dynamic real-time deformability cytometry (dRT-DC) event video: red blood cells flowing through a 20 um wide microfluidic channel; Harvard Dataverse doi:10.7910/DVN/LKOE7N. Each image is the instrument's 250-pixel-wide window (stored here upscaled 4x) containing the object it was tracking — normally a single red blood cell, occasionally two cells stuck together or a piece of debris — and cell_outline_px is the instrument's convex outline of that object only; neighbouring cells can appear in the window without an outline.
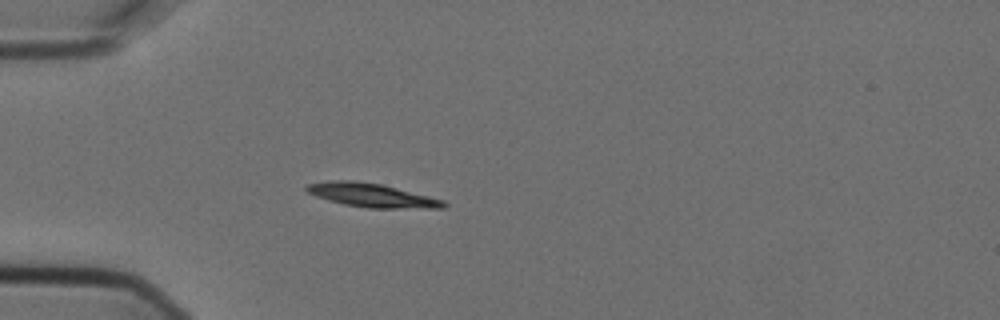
{"species": "Egyptian fruit bat (a non-hibernating species)", "species_latin": "Rousettus aegyptiacus", "temperature_condition": "cold", "stored_images_in_passage": 1, "camera_frame_rate_fps": 3000, "um_per_image_px": 0.085, "animal": {"sex": "female"}, "frame": {"image": 1, "passage_image": 1, "time_ms": 0.0, "image_size_px": [1000, 320], "cell_outline_px": [[448, 204], [444, 208], [368, 208], [344, 204], [328, 200], [316, 196], [308, 192], [304, 188], [308, 184], [328, 180], [352, 180], [380, 184], [444, 200]], "centroid_in_image_um": [31.58, 16.6], "position_along_channel_um": 53.4, "area_um2": 18.79}}